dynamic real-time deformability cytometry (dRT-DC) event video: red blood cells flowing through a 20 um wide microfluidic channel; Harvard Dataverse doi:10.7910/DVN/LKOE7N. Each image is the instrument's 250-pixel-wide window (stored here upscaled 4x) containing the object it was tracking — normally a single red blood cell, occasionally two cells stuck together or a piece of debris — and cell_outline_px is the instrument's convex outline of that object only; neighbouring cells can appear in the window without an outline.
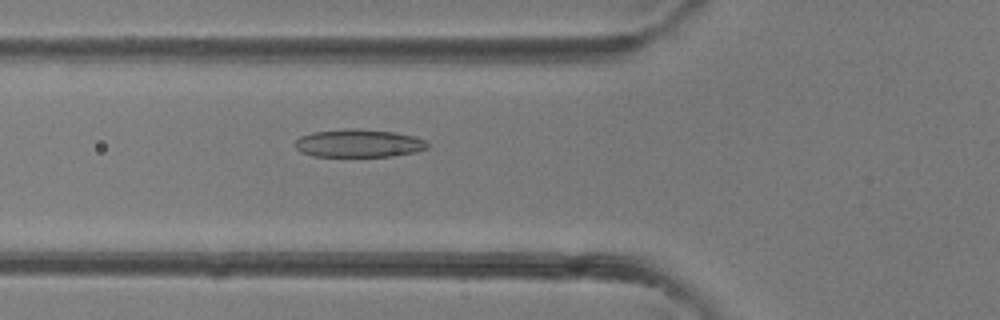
{"species": "common noctule bat (a hibernating species)", "species_latin": "Nyctalus noctula", "temperature_condition": "room temperature", "stored_images_in_passage": 39, "camera_frame_rate_fps": 3000, "um_per_image_px": 0.085, "animal": {"sex": "female"}, "frame": {"image": 1, "passage_image": 14, "time_ms": 4.333, "image_size_px": [1000, 320], "cell_outline_px": [[428, 148], [416, 152], [392, 156], [312, 156], [300, 152], [292, 144], [300, 136], [312, 132], [344, 128], [360, 128], [392, 132], [412, 136], [424, 140], [428, 144]], "centroid_in_image_um": [30.43, 12.17], "position_along_channel_um": 95.4, "area_um2": 21.73}}
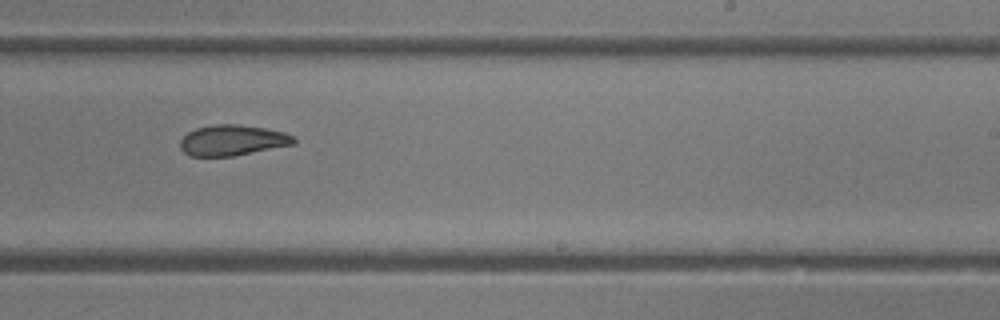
{"frame": {"image": 2, "passage_image": 24, "time_ms": 7.667, "image_size_px": [1000, 320], "cell_outline_px": [[296, 144], [232, 156], [188, 156], [180, 148], [180, 140], [188, 132], [196, 128], [212, 124], [236, 124], [268, 128], [284, 132], [292, 136], [296, 140]], "centroid_in_image_um": [19.75, 11.92], "position_along_channel_um": 269.2, "area_um2": 20.4}}
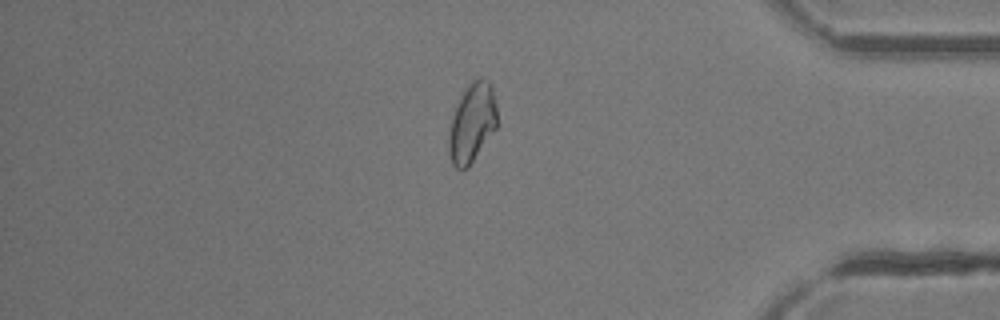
{"frame": {"image": 3, "passage_image": 33, "time_ms": 10.667, "image_size_px": [1000, 320], "cell_outline_px": [[496, 128], [468, 168], [456, 168], [452, 164], [448, 152], [448, 132], [452, 116], [468, 84], [472, 80], [480, 76], [488, 80], [492, 84], [496, 104]], "centroid_in_image_um": [40.12, 10.44], "position_along_channel_um": 395.1, "area_um2": 22.25}}